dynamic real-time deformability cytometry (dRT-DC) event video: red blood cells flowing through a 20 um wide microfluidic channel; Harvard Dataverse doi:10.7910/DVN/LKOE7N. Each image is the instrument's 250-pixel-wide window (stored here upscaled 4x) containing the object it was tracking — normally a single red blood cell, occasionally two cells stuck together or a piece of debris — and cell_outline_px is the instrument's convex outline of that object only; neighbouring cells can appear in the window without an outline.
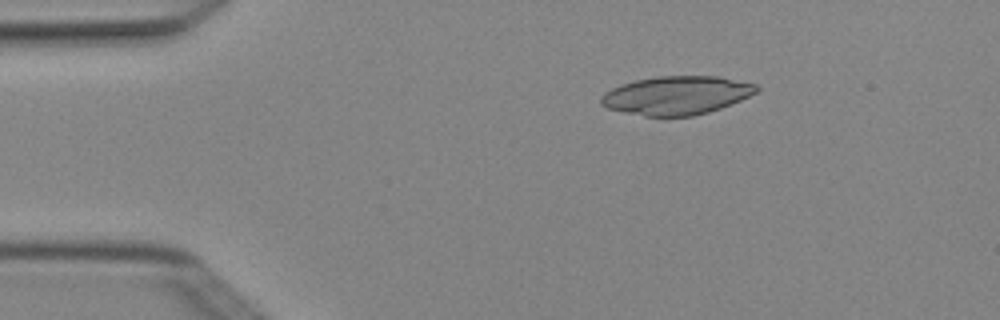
{"species": "Egyptian fruit bat (a non-hibernating species)", "species_latin": "Rousettus aegyptiacus", "temperature_condition": "cold", "stored_images_in_passage": 4, "camera_frame_rate_fps": 3000, "um_per_image_px": 0.085, "animal": {"sex": "female"}, "frame": {"image": 1, "passage_image": 3, "time_ms": 0.667, "image_size_px": [1000, 320], "cell_outline_px": [[760, 88], [756, 92], [732, 104], [708, 112], [692, 116], [644, 116], [624, 112], [608, 108], [600, 104], [600, 96], [604, 92], [620, 84], [636, 80], [656, 76], [716, 76], [756, 84]], "centroid_in_image_um": [57.47, 8.1], "position_along_channel_um": 27.5, "area_um2": 34.85}}